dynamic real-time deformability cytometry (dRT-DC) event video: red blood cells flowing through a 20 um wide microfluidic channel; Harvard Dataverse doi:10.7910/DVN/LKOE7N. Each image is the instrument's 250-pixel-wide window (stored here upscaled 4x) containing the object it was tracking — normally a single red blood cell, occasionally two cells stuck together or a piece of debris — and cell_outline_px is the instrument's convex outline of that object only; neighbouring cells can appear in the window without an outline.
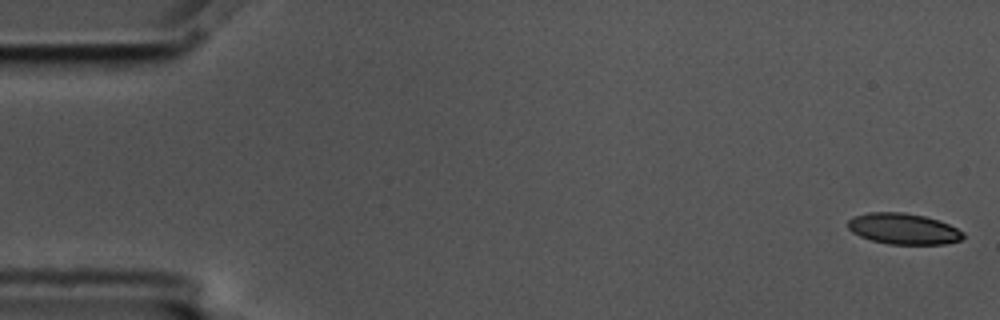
{"species": "common noctule bat (a hibernating species)", "species_latin": "Nyctalus noctula", "temperature_condition": "cold", "stored_images_in_passage": 56, "camera_frame_rate_fps": 3000, "um_per_image_px": 0.085, "animal": {"sex": "male", "body_mass_g": 17.5, "forearm_length_mm": 52.3}, "frame": {"image": 1, "passage_image": 1, "time_ms": 0.0, "image_size_px": [1000, 320], "cell_outline_px": [[964, 236], [960, 240], [944, 244], [888, 244], [872, 240], [860, 236], [852, 232], [848, 228], [848, 220], [852, 216], [868, 212], [904, 212], [924, 216], [948, 224], [964, 232]], "centroid_in_image_um": [76.76, 19.44], "position_along_channel_um": 8.2, "area_um2": 20.75}}
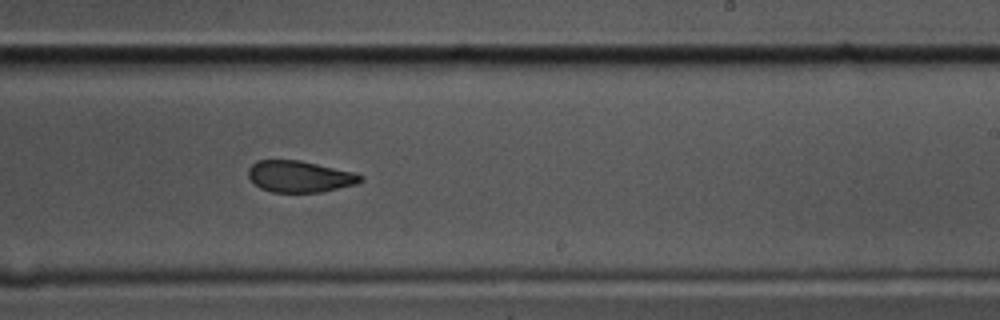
{"frame": {"image": 2, "passage_image": 34, "time_ms": 11.0, "image_size_px": [1000, 320], "cell_outline_px": [[364, 180], [356, 184], [320, 192], [272, 192], [260, 188], [248, 176], [248, 168], [256, 160], [300, 160], [352, 172], [364, 176]], "centroid_in_image_um": [25.46, 15.0], "position_along_channel_um": 263.5, "area_um2": 20.46}}
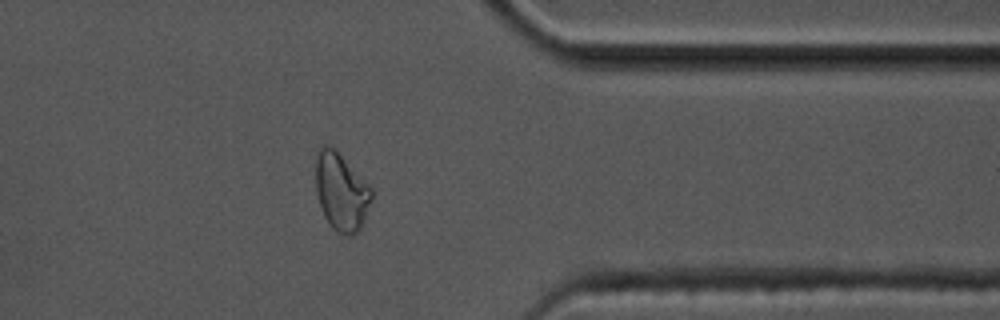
{"frame": {"image": 3, "passage_image": 45, "time_ms": 14.667, "image_size_px": [1000, 320], "cell_outline_px": [[372, 200], [360, 228], [352, 236], [344, 236], [332, 228], [324, 216], [316, 192], [316, 148], [324, 144], [328, 144], [372, 188]], "centroid_in_image_um": [28.98, 16.32], "position_along_channel_um": 382.4, "area_um2": 24.97}, "authors_computed_cell_mechanics": {"area_um2": 21.9351, "velocity_mm_per_s": 3.5511, "shape_relaxation_time_tau1_ms": 9.5466, "shape_relaxation_time_tau2_ms": 2.3632, "deformation_change_tau1": 0.1741, "deformation_change_tau2": 0.0817}}